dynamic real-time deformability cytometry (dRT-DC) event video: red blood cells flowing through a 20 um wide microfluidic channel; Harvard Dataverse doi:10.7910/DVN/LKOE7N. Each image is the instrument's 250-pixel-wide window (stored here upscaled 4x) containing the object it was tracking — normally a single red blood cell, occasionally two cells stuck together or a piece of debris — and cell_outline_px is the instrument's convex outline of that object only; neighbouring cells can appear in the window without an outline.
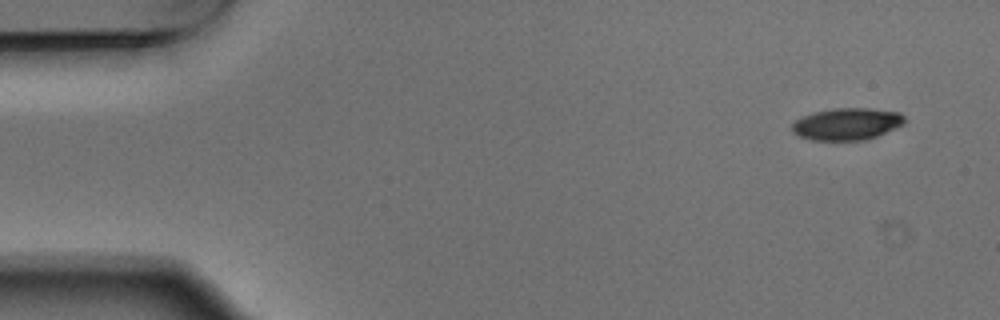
{"species": "Egyptian fruit bat (a non-hibernating species)", "species_latin": "Rousettus aegyptiacus", "temperature_condition": "warm", "stored_images_in_passage": 5, "camera_frame_rate_fps": 3000, "um_per_image_px": 0.085, "animal": {"sex": "male"}, "frame": {"image": 1, "passage_image": 1, "time_ms": 0.0, "image_size_px": [1000, 320], "cell_outline_px": [[904, 124], [876, 136], [864, 140], [812, 140], [800, 136], [792, 132], [792, 124], [796, 120], [812, 112], [832, 108], [868, 108], [900, 112], [904, 116]], "centroid_in_image_um": [71.98, 10.53], "position_along_channel_um": 13.0, "area_um2": 20.92}}
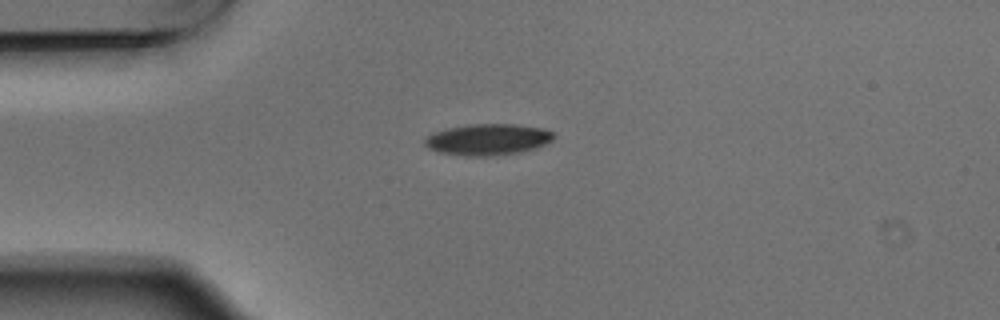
{"frame": {"image": 2, "passage_image": 4, "time_ms": 1.0, "image_size_px": [1000, 320], "cell_outline_px": [[556, 136], [552, 140], [536, 148], [520, 152], [496, 156], [464, 156], [440, 152], [428, 148], [424, 144], [424, 140], [432, 132], [448, 128], [472, 124], [516, 124], [540, 128], [552, 132]], "centroid_in_image_um": [41.46, 11.86], "position_along_channel_um": 43.5, "area_um2": 23.52}}